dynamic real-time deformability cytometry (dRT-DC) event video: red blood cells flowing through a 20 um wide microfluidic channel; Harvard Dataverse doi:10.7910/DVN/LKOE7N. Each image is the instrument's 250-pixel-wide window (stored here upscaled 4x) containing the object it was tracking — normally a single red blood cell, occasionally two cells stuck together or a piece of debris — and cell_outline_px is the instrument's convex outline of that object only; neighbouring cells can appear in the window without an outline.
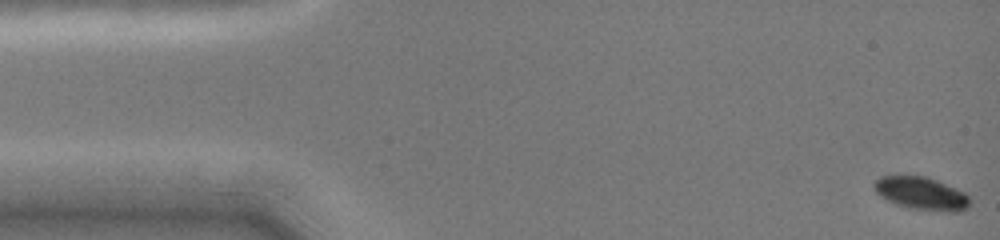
{"species": "common noctule bat (a hibernating species)", "species_latin": "Nyctalus noctula", "temperature_condition": "cold", "stored_images_in_passage": 25, "camera_frame_rate_fps": 3000, "um_per_image_px": 0.085, "animal": {"sex": "female", "body_mass_g": 19.0, "forearm_length_mm": 51.5}, "frame": {"image": 1, "passage_image": 1, "time_ms": 0.0, "image_size_px": [1000, 240], "cell_outline_px": [[968, 208], [960, 212], [944, 212], [908, 208], [896, 204], [880, 196], [876, 192], [872, 184], [880, 176], [924, 176], [936, 180], [964, 192], [968, 196]], "centroid_in_image_um": [78.3, 16.46], "position_along_channel_um": 6.7, "area_um2": 18.26}}
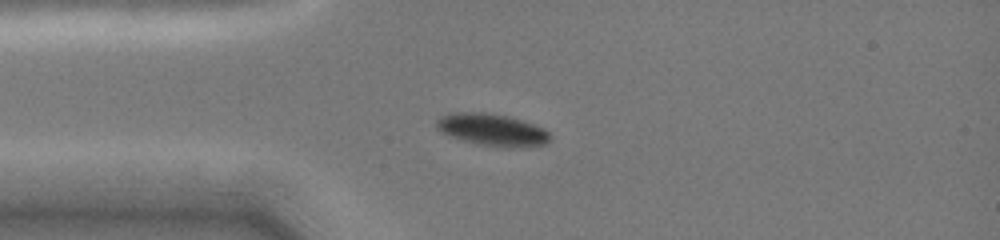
{"frame": {"image": 2, "passage_image": 19, "time_ms": 3.667, "image_size_px": [1000, 240], "cell_outline_px": [[552, 136], [544, 144], [520, 148], [504, 148], [476, 144], [448, 136], [440, 132], [436, 128], [436, 120], [440, 116], [452, 112], [484, 112], [508, 116], [524, 120], [544, 128]], "centroid_in_image_um": [41.82, 11.04], "position_along_channel_um": 43.2, "area_um2": 21.73}}
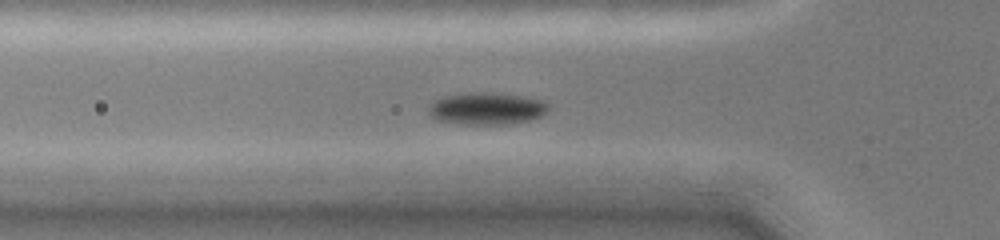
{"frame": {"image": 3, "passage_image": 25, "time_ms": 5.0, "image_size_px": [1000, 240], "cell_outline_px": [[548, 108], [540, 116], [528, 120], [508, 124], [464, 124], [436, 120], [428, 112], [428, 104], [432, 100], [444, 96], [468, 92], [492, 92], [524, 96], [544, 100], [548, 104]], "centroid_in_image_um": [41.32, 9.21], "position_along_channel_um": 84.5, "area_um2": 22.6}}